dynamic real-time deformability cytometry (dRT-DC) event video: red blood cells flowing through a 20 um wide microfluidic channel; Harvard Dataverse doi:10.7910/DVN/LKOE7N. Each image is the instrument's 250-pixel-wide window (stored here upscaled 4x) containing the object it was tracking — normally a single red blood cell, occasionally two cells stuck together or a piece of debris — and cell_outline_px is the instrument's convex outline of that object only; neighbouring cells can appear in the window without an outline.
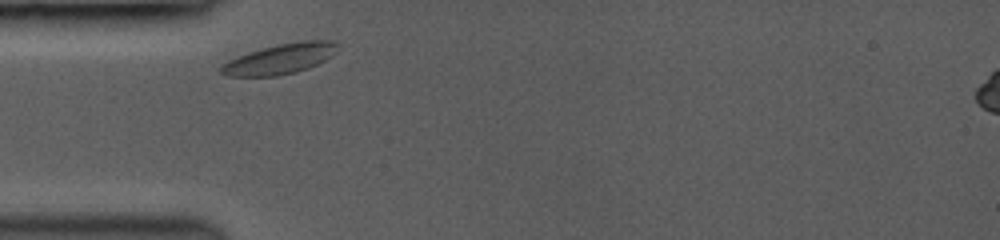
{"species": "common noctule bat (a hibernating species)", "species_latin": "Nyctalus noctula", "temperature_condition": "room temperature", "stored_images_in_passage": 5, "camera_frame_rate_fps": 3500, "um_per_image_px": 0.085, "animal": {"sex": "female", "body_mass_g": 19.0, "forearm_length_mm": 53.3}, "frame": {"image": 1, "passage_image": 1, "time_ms": 0.0, "image_size_px": [1000, 240], "cell_outline_px": [[340, 44], [336, 52], [332, 56], [308, 68], [296, 72], [276, 76], [228, 76], [220, 72], [216, 68], [220, 64], [236, 56], [260, 48], [300, 40], [336, 40]], "centroid_in_image_um": [23.79, 4.99], "position_along_channel_um": 61.2, "area_um2": 20.92}}
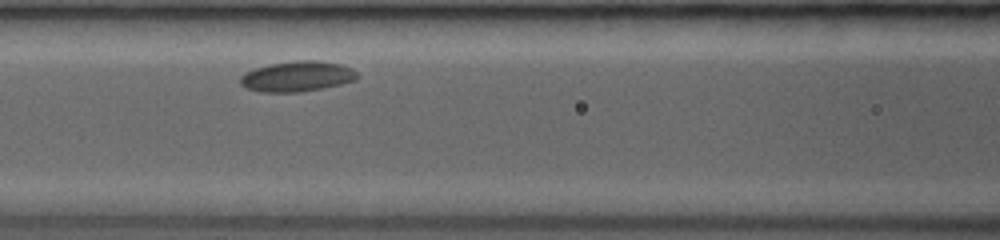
{"frame": {"image": 2, "passage_image": 3, "time_ms": 0.571, "image_size_px": [1000, 240], "cell_outline_px": [[360, 76], [356, 80], [340, 84], [320, 88], [296, 92], [264, 92], [248, 88], [240, 84], [240, 76], [244, 72], [268, 64], [296, 60], [320, 60], [340, 64], [352, 68]], "centroid_in_image_um": [25.27, 6.47], "position_along_channel_um": 141.3, "area_um2": 20.69}}
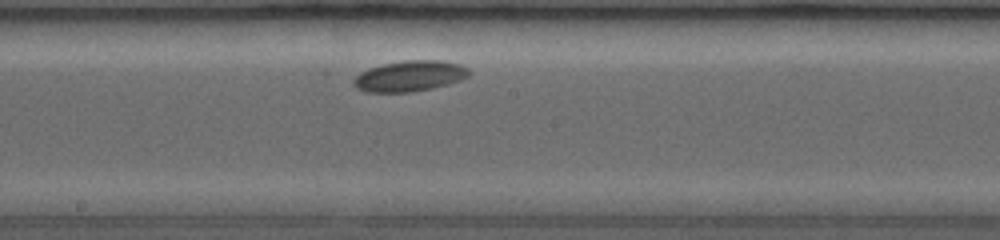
{"frame": {"image": 3, "passage_image": 5, "time_ms": 1.143, "image_size_px": [1000, 240], "cell_outline_px": [[472, 72], [468, 76], [460, 80], [448, 84], [432, 88], [408, 92], [368, 92], [356, 88], [352, 84], [352, 80], [360, 72], [368, 68], [384, 64], [404, 60], [444, 60], [460, 64], [468, 68]], "centroid_in_image_um": [34.83, 6.45], "position_along_channel_um": 213.4, "area_um2": 20.81}}